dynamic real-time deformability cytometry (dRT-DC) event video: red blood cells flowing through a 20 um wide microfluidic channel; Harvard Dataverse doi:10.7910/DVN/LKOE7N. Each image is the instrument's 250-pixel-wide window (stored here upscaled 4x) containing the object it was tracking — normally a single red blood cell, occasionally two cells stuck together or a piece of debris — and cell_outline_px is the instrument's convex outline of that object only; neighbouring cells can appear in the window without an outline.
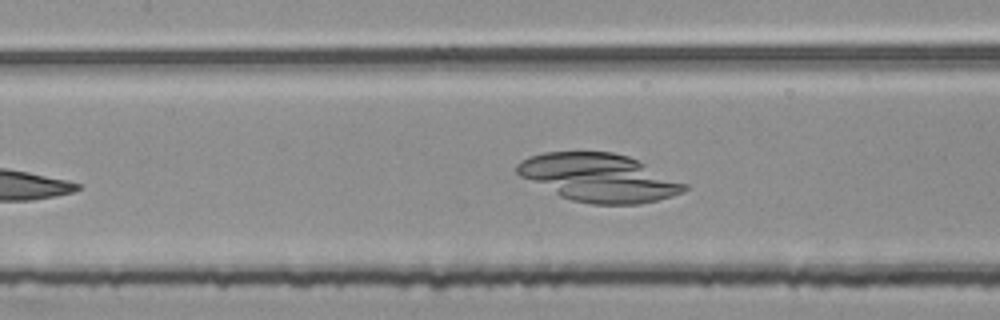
{"species": "common noctule bat (a hibernating species)", "species_latin": "Nyctalus noctula", "temperature_condition": "room temperature", "stored_images_in_passage": 9, "segment_of_instrument_passage": [1, 2], "camera_frame_rate_fps": 3000, "um_per_image_px": 0.085, "animal": {"sex": "female", "body_mass_g": 25.1}, "frame": {"image": 1, "passage_image": 6, "time_ms": 1.667, "image_size_px": [1000, 320], "cell_outline_px": [[688, 188], [684, 192], [672, 196], [640, 204], [592, 204], [572, 200], [560, 196], [520, 176], [516, 172], [516, 164], [532, 156], [544, 152], [612, 152], [628, 156], [688, 184]], "centroid_in_image_um": [50.93, 15.11], "position_along_channel_um": 156.5, "area_um2": 46.41}}